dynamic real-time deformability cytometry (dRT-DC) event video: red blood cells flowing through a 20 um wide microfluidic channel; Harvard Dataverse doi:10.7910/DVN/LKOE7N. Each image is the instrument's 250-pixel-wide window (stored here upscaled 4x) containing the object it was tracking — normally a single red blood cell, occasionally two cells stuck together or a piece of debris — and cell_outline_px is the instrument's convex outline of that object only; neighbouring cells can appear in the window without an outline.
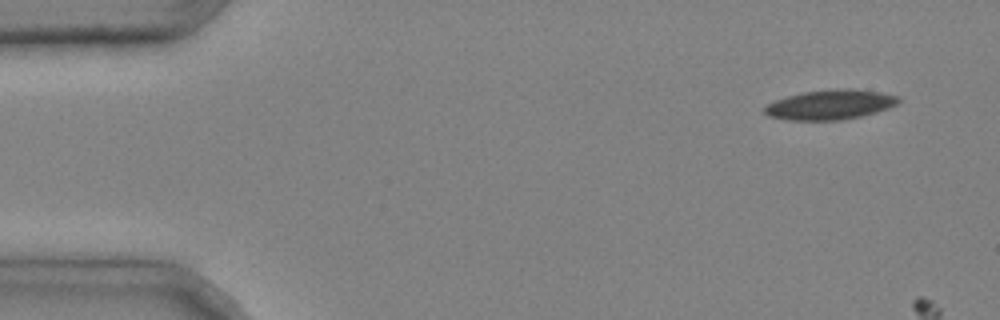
{"species": "common noctule bat (a hibernating species)", "species_latin": "Nyctalus noctula", "temperature_condition": "cold", "stored_images_in_passage": 4, "camera_frame_rate_fps": 3000, "um_per_image_px": 0.085, "animal": {"sex": "male", "body_mass_g": 20.4}, "frame": {"image": 1, "passage_image": 1, "time_ms": 0.0, "image_size_px": [1000, 320], "cell_outline_px": [[900, 104], [876, 112], [860, 116], [840, 120], [788, 120], [768, 116], [764, 112], [764, 108], [768, 104], [776, 100], [788, 96], [804, 92], [836, 88], [852, 88], [880, 92], [900, 96]], "centroid_in_image_um": [70.61, 8.89], "position_along_channel_um": 14.4, "area_um2": 23.29}}